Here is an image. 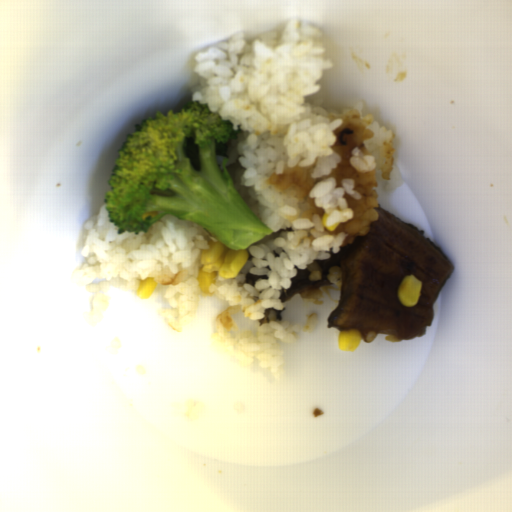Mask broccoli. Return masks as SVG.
Instances as JSON below:
<instances>
[{
	"label": "broccoli",
	"mask_w": 512,
	"mask_h": 512,
	"mask_svg": "<svg viewBox=\"0 0 512 512\" xmlns=\"http://www.w3.org/2000/svg\"><path fill=\"white\" fill-rule=\"evenodd\" d=\"M234 124L208 105L158 110L127 134L104 196L117 234L136 236L165 215L197 224L231 250H247L272 229L239 194L216 157L231 142Z\"/></svg>",
	"instance_id": "obj_1"
}]
</instances>
